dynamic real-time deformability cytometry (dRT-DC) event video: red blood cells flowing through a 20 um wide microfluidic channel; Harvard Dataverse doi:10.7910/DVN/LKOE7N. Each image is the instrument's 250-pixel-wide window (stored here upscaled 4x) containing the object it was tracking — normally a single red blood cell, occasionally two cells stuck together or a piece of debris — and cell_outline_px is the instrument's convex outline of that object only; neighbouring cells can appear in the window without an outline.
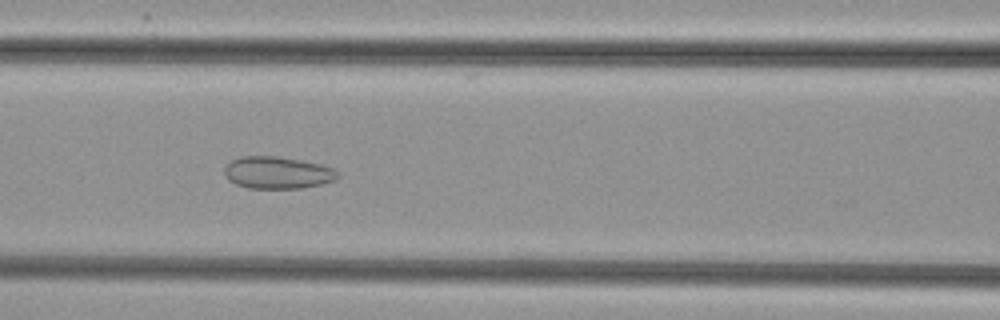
{"species": "common noctule bat (a hibernating species)", "species_latin": "Nyctalus noctula", "temperature_condition": "cold", "stored_images_in_passage": 54, "camera_frame_rate_fps": 3000, "um_per_image_px": 0.085, "animal": {"sex": "female", "body_mass_g": 29.2, "forearm_length_mm": 56.3}, "frame": {"image": 1, "passage_image": 24, "time_ms": 7.667, "image_size_px": [1000, 320], "cell_outline_px": [[340, 176], [336, 180], [320, 184], [300, 188], [248, 188], [236, 184], [228, 180], [224, 172], [224, 168], [232, 160], [240, 156], [276, 156], [300, 160], [320, 164], [336, 168], [340, 172]], "centroid_in_image_um": [23.62, 14.67], "position_along_channel_um": 143.0, "area_um2": 21.33}}
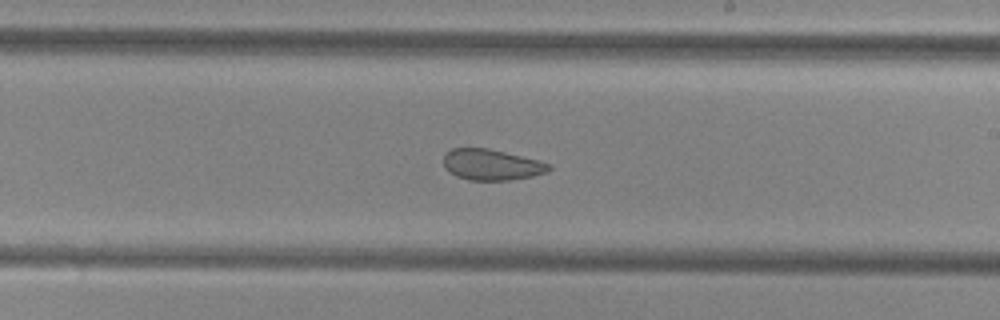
{"frame": {"image": 2, "passage_image": 32, "time_ms": 10.333, "image_size_px": [1000, 320], "cell_outline_px": [[552, 168], [548, 172], [532, 176], [508, 180], [468, 180], [456, 176], [448, 172], [444, 168], [444, 156], [452, 148], [488, 148], [552, 164]], "centroid_in_image_um": [41.77, 14.01], "position_along_channel_um": 247.2, "area_um2": 18.9}}
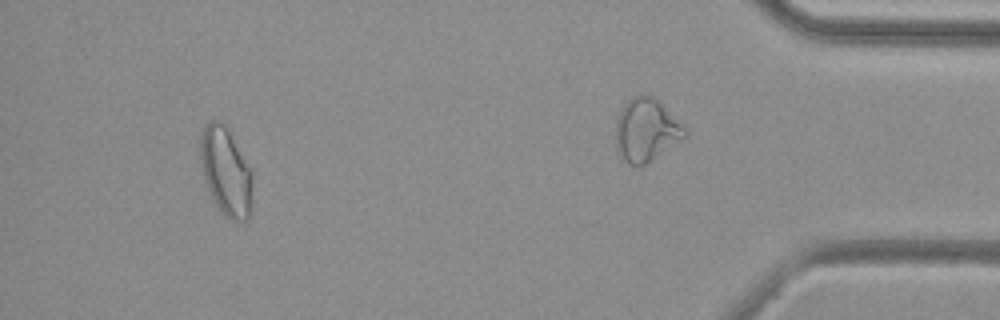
{"frame": {"image": 3, "passage_image": 50, "time_ms": 16.333, "image_size_px": [1000, 320], "cell_outline_px": [[252, 216], [248, 220], [228, 220], [224, 216], [212, 200], [200, 172], [200, 132], [204, 124], [208, 120], [220, 120], [224, 124], [252, 172]], "centroid_in_image_um": [19.17, 14.62], "position_along_channel_um": 416.0, "area_um2": 27.46}}